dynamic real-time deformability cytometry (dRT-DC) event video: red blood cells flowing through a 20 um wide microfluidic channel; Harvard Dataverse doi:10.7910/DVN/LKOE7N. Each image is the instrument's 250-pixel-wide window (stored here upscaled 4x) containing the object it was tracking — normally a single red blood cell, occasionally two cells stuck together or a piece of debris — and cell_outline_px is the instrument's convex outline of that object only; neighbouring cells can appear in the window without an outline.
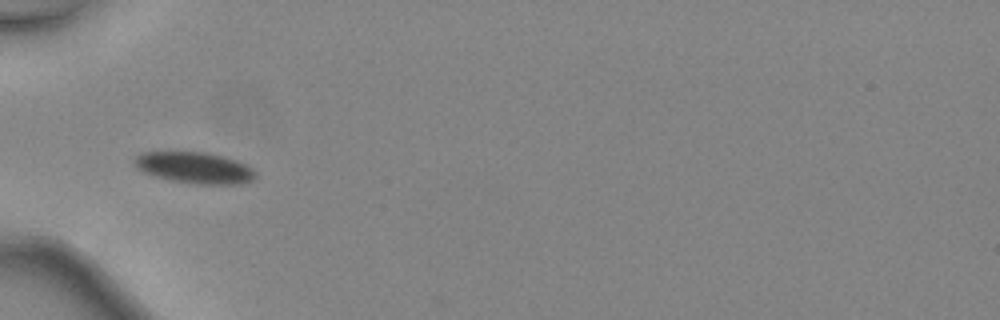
{"species": "common noctule bat (a hibernating species)", "species_latin": "Nyctalus noctula", "temperature_condition": "warm", "stored_images_in_passage": 31, "camera_frame_rate_fps": 3000, "um_per_image_px": 0.085, "animal": {"sex": "female", "body_mass_g": 24.6, "forearm_length_mm": 56.2}, "frame": {"image": 1, "passage_image": 1, "time_ms": 0.0, "image_size_px": [1000, 320], "cell_outline_px": [[256, 176], [252, 180], [240, 184], [196, 184], [172, 180], [156, 176], [144, 172], [136, 168], [136, 156], [144, 152], [204, 152], [236, 160], [248, 164], [256, 172]], "centroid_in_image_um": [16.59, 14.26], "position_along_channel_um": 68.4, "area_um2": 21.85}}
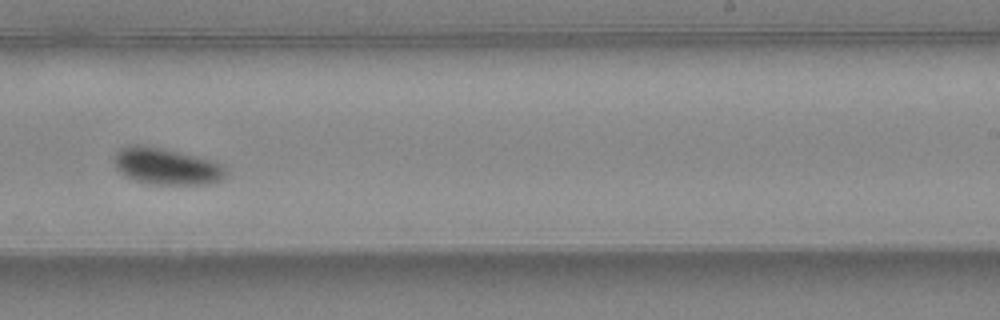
{"frame": {"image": 2, "passage_image": 15, "time_ms": 4.667, "image_size_px": [1000, 320], "cell_outline_px": [[228, 172], [220, 180], [208, 184], [148, 184], [124, 176], [116, 168], [112, 160], [112, 156], [120, 148], [128, 144], [144, 144], [196, 156], [212, 160], [220, 164]], "centroid_in_image_um": [14.07, 14.12], "position_along_channel_um": 274.9, "area_um2": 24.04}}
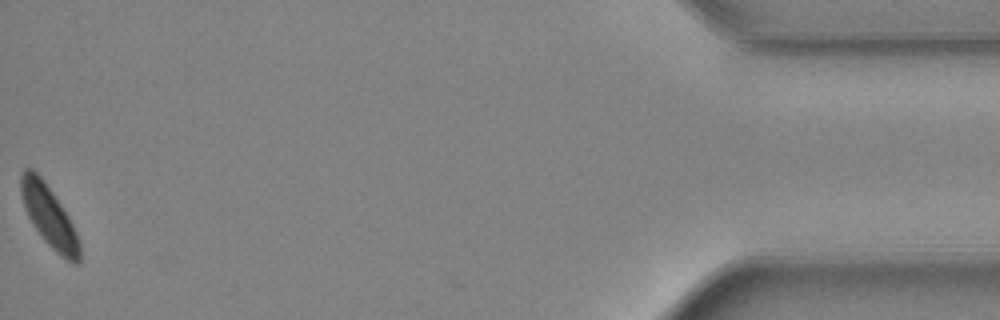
{"frame": {"image": 3, "passage_image": 31, "time_ms": 10.0, "image_size_px": [1000, 320], "cell_outline_px": [[80, 260], [76, 264], [72, 264], [60, 256], [44, 240], [28, 216], [20, 192], [20, 176], [24, 168], [32, 168], [44, 180], [68, 216], [80, 240]], "centroid_in_image_um": [4.18, 18.39], "position_along_channel_um": 431.0, "area_um2": 20.69}, "authors_computed_cell_mechanics": {"area_um2": 22.9466, "velocity_mm_per_s": 4.4976, "shape_relaxation_time_tau1_ms": 1.7855, "shape_relaxation_time_tau2_ms": 7.7882, "deformation_change_tau1": 0.0762, "deformation_change_tau2": 0.1087}}